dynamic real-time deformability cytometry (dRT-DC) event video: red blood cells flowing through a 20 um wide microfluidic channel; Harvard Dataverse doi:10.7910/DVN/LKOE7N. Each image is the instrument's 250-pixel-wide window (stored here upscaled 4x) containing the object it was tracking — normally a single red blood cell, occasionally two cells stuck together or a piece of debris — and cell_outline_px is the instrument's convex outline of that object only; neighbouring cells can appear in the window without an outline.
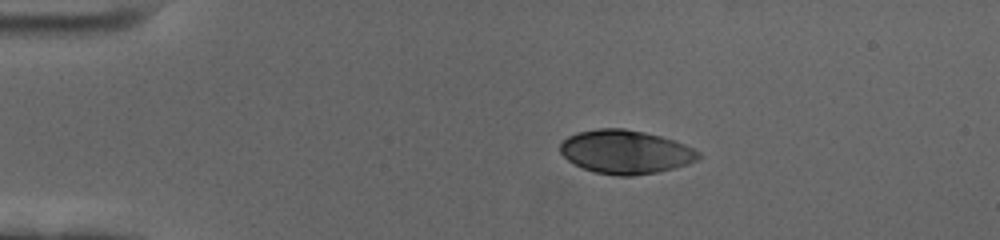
{"species": "human", "species_latin": "Homo sapiens", "temperature_condition": "cold", "stored_images_in_passage": 48, "camera_frame_rate_fps": 3000, "um_per_image_px": 0.085, "donor": {"sex": "female"}, "frame": {"image": 1, "passage_image": 1, "time_ms": 0.0, "image_size_px": [1000, 240], "cell_outline_px": [[704, 156], [700, 160], [676, 168], [656, 172], [632, 176], [620, 176], [596, 172], [580, 168], [568, 160], [560, 152], [560, 144], [568, 136], [576, 132], [596, 128], [624, 128], [644, 132], [660, 136], [684, 144], [700, 152]], "centroid_in_image_um": [53.19, 12.91], "position_along_channel_um": 31.8, "area_um2": 35.43}}
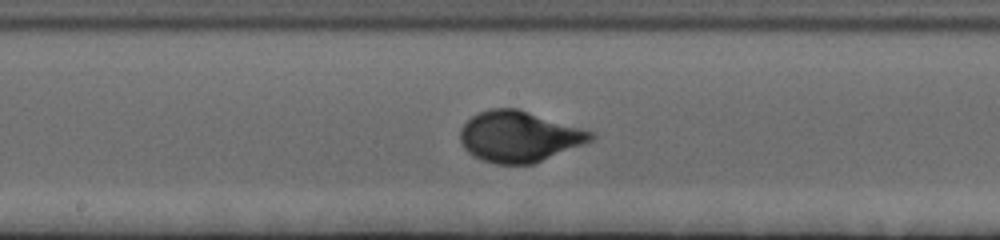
{"frame": {"image": 2, "passage_image": 21, "time_ms": 6.667, "image_size_px": [1000, 240], "cell_outline_px": [[596, 136], [592, 140], [532, 164], [496, 164], [472, 156], [464, 148], [460, 140], [460, 128], [472, 116], [488, 108], [516, 108], [596, 132]], "centroid_in_image_um": [44.1, 11.6], "position_along_channel_um": 204.1, "area_um2": 38.49}}
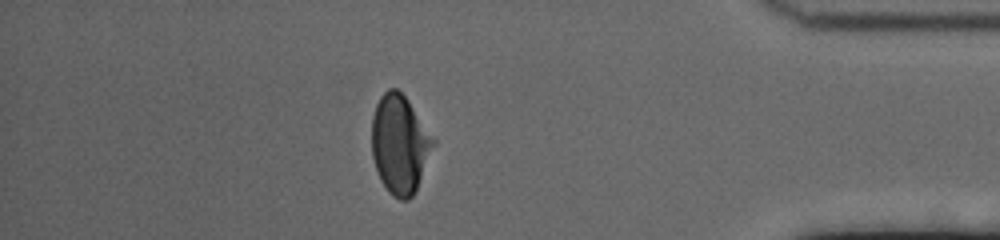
{"frame": {"image": 3, "passage_image": 41, "time_ms": 13.333, "image_size_px": [1000, 240], "cell_outline_px": [[436, 144], [416, 192], [408, 200], [400, 200], [392, 196], [388, 192], [380, 180], [372, 156], [372, 116], [376, 104], [380, 96], [388, 88], [396, 88], [408, 100], [436, 140]], "centroid_in_image_um": [34.0, 12.29], "position_along_channel_um": 401.2, "area_um2": 35.78}, "authors_computed_cell_mechanics": {"area_um2": 36.5007, "velocity_mm_per_s": 3.4552, "shape_relaxation_time_tau1_ms": 3.1253, "shape_relaxation_time_tau2_ms": null, "deformation_change_tau1": 0.1606, "deformation_change_tau2": null}}